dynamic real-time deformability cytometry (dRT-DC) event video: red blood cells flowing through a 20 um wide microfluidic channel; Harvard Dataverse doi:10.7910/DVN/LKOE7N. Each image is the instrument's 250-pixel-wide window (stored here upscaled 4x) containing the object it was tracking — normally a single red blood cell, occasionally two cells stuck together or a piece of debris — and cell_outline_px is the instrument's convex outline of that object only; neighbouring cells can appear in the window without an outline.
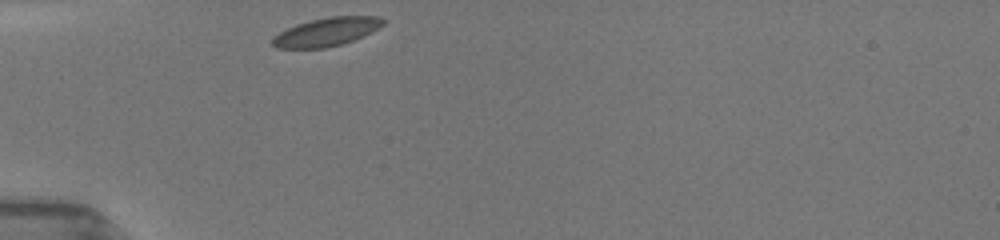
{"species": "common noctule bat (a hibernating species)", "species_latin": "Nyctalus noctula", "temperature_condition": "room temperature", "stored_images_in_passage": 50, "camera_frame_rate_fps": 3000, "um_per_image_px": 0.085, "animal": {"sex": "female", "body_mass_g": 19.5, "forearm_length_mm": 54.1}, "frame": {"image": 1, "passage_image": 1, "time_ms": 0.0, "image_size_px": [1000, 240], "cell_outline_px": [[384, 24], [372, 32], [364, 36], [340, 44], [324, 48], [276, 48], [272, 44], [272, 40], [280, 32], [296, 24], [328, 16], [380, 16], [384, 20]], "centroid_in_image_um": [27.78, 2.7], "position_along_channel_um": 57.2, "area_um2": 18.15}}
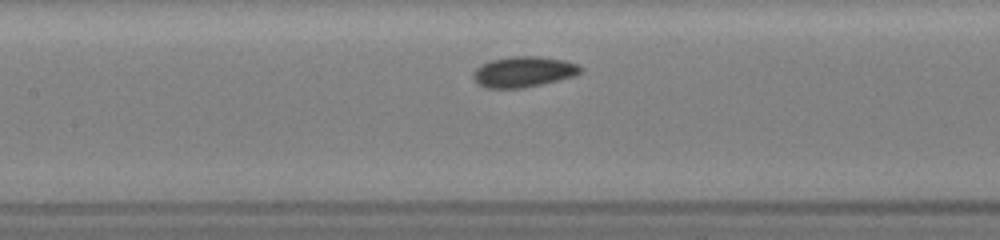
{"frame": {"image": 2, "passage_image": 19, "time_ms": 3.0, "image_size_px": [1000, 240], "cell_outline_px": [[584, 68], [576, 76], [524, 88], [484, 88], [476, 84], [472, 76], [472, 72], [476, 68], [492, 60], [508, 56], [540, 56], [564, 60], [576, 64]], "centroid_in_image_um": [44.48, 6.11], "position_along_channel_um": 162.9, "area_um2": 19.36}}
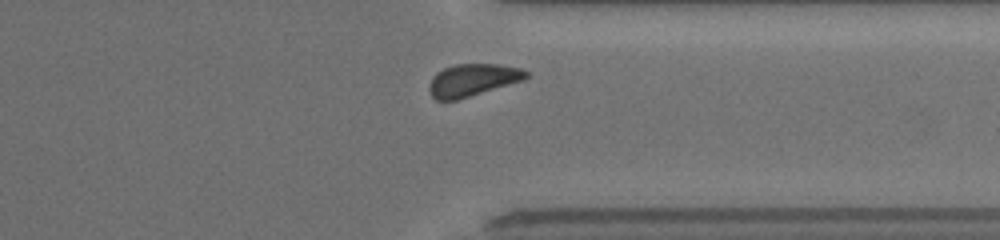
{"frame": {"image": 3, "passage_image": 45, "time_ms": 8.333, "image_size_px": [1000, 240], "cell_outline_px": [[528, 76], [524, 80], [456, 100], [436, 100], [432, 96], [428, 88], [432, 76], [436, 72], [444, 68], [456, 64], [500, 64], [520, 68], [528, 72]], "centroid_in_image_um": [40.16, 6.79], "position_along_channel_um": 371.2, "area_um2": 18.21}, "authors_computed_cell_mechanics": {"area_um2": 18.7561, "velocity_mm_per_s": 3.8992, "shape_relaxation_time_tau1_ms": 1.2498, "shape_relaxation_time_tau2_ms": 4.2739, "deformation_change_tau1": 0.0526, "deformation_change_tau2": 0.0685}}